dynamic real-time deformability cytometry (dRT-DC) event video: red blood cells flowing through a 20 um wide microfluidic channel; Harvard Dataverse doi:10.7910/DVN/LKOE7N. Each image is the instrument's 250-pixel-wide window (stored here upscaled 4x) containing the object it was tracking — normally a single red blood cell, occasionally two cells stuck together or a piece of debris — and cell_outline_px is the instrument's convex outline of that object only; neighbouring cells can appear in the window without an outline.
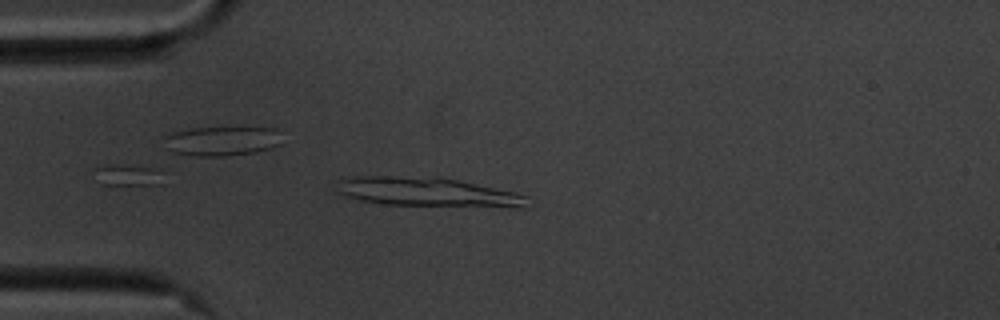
{"species": "common noctule bat (a hibernating species)", "species_latin": "Nyctalus noctula", "temperature_condition": "cold", "stored_images_in_passage": 8, "camera_frame_rate_fps": 3000, "um_per_image_px": 0.085, "animal": {"sex": "male", "body_mass_g": 20.1, "forearm_length_mm": 53.5}, "frame": {"image": 1, "passage_image": 2, "time_ms": 0.333, "image_size_px": [1000, 320], "cell_outline_px": [[528, 196], [524, 208], [516, 208], [384, 204], [360, 200], [336, 192], [336, 180], [356, 176], [436, 176], [456, 180], [512, 192]], "centroid_in_image_um": [36.29, 16.32], "position_along_channel_um": 48.7, "area_um2": 32.48}}